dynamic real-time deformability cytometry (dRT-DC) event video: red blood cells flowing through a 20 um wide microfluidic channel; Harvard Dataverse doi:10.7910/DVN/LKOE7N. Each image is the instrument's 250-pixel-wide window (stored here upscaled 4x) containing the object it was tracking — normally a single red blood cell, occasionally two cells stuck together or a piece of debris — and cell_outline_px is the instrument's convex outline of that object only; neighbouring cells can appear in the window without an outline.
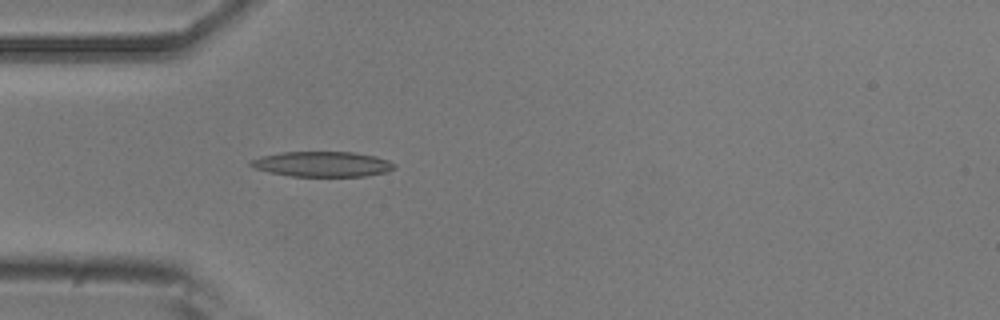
{"species": "common noctule bat (a hibernating species)", "species_latin": "Nyctalus noctula", "temperature_condition": "room temperature", "stored_images_in_passage": 37, "camera_frame_rate_fps": 3000, "um_per_image_px": 0.085, "animal": {"sex": "male", "body_mass_g": 20.5, "forearm_length_mm": 52.5}, "frame": {"image": 1, "passage_image": 1, "time_ms": 0.0, "image_size_px": [1000, 320], "cell_outline_px": [[396, 168], [388, 172], [364, 176], [292, 176], [268, 172], [256, 168], [248, 164], [248, 160], [260, 156], [284, 152], [352, 152], [376, 156], [388, 160], [396, 164]], "centroid_in_image_um": [27.41, 13.95], "position_along_channel_um": 57.6, "area_um2": 21.21}}
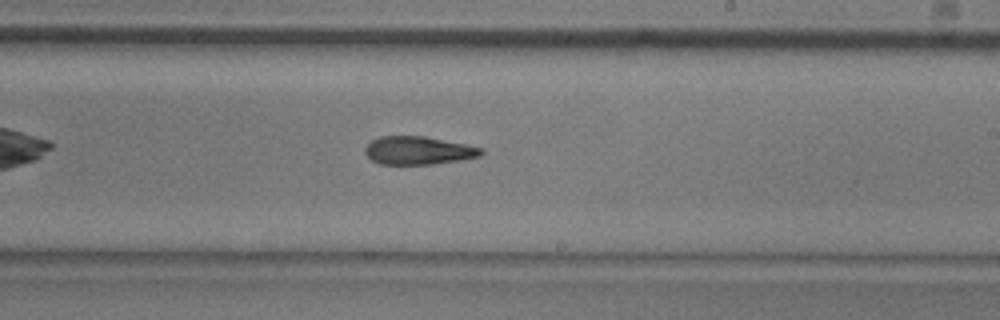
{"frame": {"image": 2, "passage_image": 16, "time_ms": 5.0, "image_size_px": [1000, 320], "cell_outline_px": [[484, 152], [480, 156], [460, 160], [432, 164], [380, 164], [372, 160], [364, 152], [364, 148], [372, 140], [380, 136], [424, 136], [468, 144], [484, 148]], "centroid_in_image_um": [35.58, 12.78], "position_along_channel_um": 253.4, "area_um2": 19.13}}
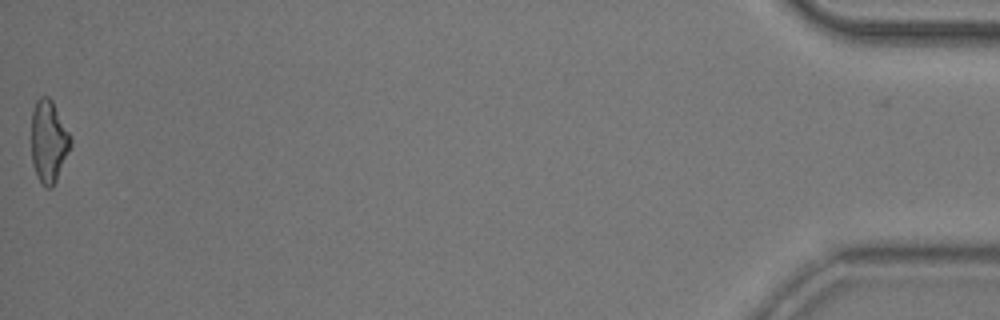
{"frame": {"image": 3, "passage_image": 37, "time_ms": 12.0, "image_size_px": [1000, 320], "cell_outline_px": [[72, 144], [56, 180], [52, 188], [44, 188], [36, 176], [32, 164], [32, 112], [36, 100], [40, 96], [48, 96], [52, 100], [72, 140]], "centroid_in_image_um": [4.12, 12.04], "position_along_channel_um": 431.1, "area_um2": 18.73}, "authors_computed_cell_mechanics": {"area_um2": 19.5364, "velocity_mm_per_s": 3.9652, "shape_relaxation_time_tau1_ms": 5.9495, "shape_relaxation_time_tau2_ms": 4.1182, "deformation_change_tau1": 0.175, "deformation_change_tau2": 0.1531}}